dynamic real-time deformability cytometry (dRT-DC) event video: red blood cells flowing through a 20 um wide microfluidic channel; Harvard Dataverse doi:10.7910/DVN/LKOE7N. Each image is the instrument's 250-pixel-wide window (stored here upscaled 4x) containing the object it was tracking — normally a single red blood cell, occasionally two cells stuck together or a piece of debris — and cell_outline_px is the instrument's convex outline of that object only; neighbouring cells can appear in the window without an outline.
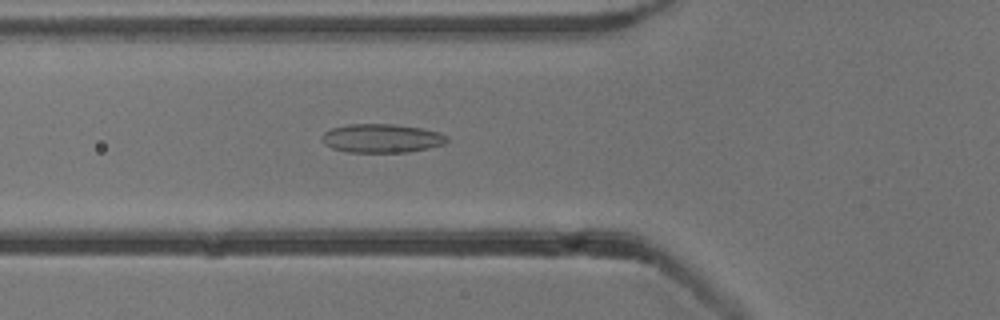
{"species": "common noctule bat (a hibernating species)", "species_latin": "Nyctalus noctula", "temperature_condition": "cold", "stored_images_in_passage": 54, "camera_frame_rate_fps": 3000, "um_per_image_px": 0.085, "animal": {"sex": "male", "body_mass_g": 13.3}, "frame": {"image": 1, "passage_image": 20, "time_ms": 6.333, "image_size_px": [1000, 320], "cell_outline_px": [[448, 140], [444, 144], [428, 148], [408, 152], [348, 152], [332, 148], [324, 144], [320, 140], [320, 136], [324, 132], [332, 128], [348, 124], [392, 124], [420, 128], [436, 132], [448, 136]], "centroid_in_image_um": [32.39, 11.76], "position_along_channel_um": 93.4, "area_um2": 20.92}}
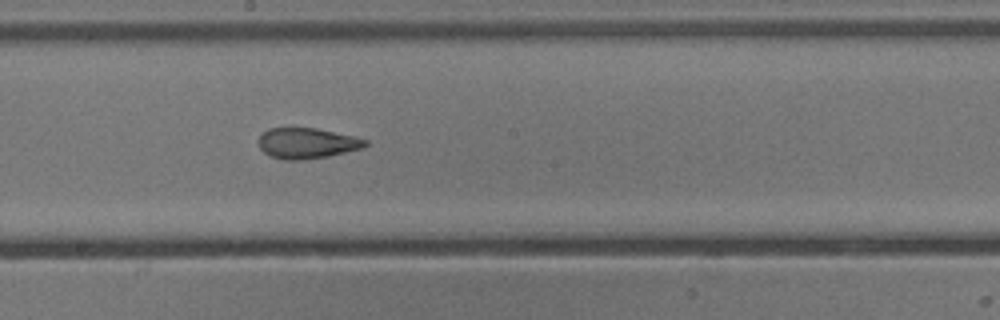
{"frame": {"image": 2, "passage_image": 30, "time_ms": 9.667, "image_size_px": [1000, 320], "cell_outline_px": [[368, 144], [364, 148], [328, 156], [304, 160], [284, 160], [272, 156], [264, 152], [260, 148], [260, 136], [268, 128], [316, 128], [352, 136], [368, 140]], "centroid_in_image_um": [26.12, 12.18], "position_along_channel_um": 222.1, "area_um2": 18.9}}
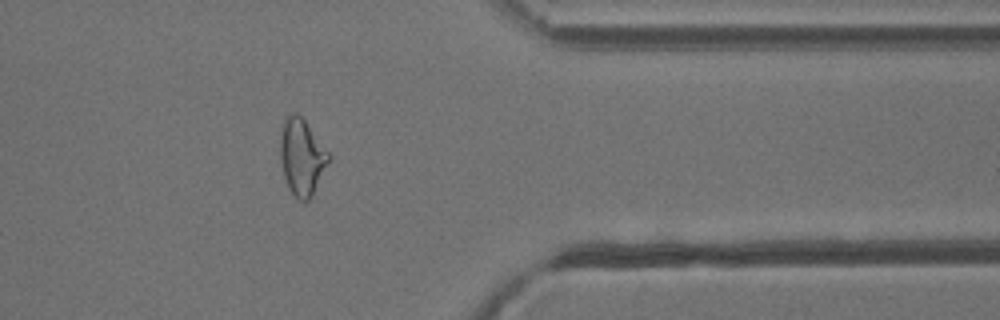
{"frame": {"image": 3, "passage_image": 44, "time_ms": 14.333, "image_size_px": [1000, 320], "cell_outline_px": [[332, 156], [312, 196], [308, 200], [300, 200], [288, 188], [284, 176], [280, 160], [280, 136], [284, 116], [288, 112], [296, 112], [304, 120]], "centroid_in_image_um": [25.64, 13.3], "position_along_channel_um": 385.8, "area_um2": 21.62}, "authors_computed_cell_mechanics": {"area_um2": 21.4727, "velocity_mm_per_s": 3.8276, "shape_relaxation_time_tau1_ms": null, "shape_relaxation_time_tau2_ms": 1.9026, "deformation_change_tau1": null, "deformation_change_tau2": 0.0949}}